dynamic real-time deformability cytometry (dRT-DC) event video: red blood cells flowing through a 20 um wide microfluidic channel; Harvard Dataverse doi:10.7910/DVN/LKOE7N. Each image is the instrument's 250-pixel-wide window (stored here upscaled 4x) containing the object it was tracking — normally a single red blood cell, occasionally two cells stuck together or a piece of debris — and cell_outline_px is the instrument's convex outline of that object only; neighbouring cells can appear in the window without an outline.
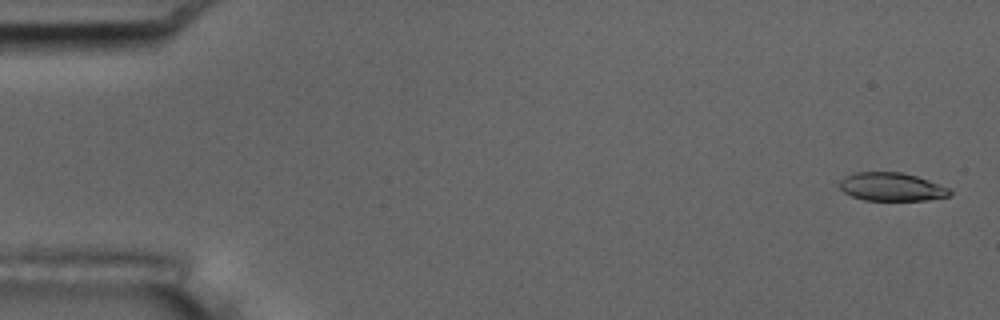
{"species": "common noctule bat (a hibernating species)", "species_latin": "Nyctalus noctula", "temperature_condition": "room temperature", "stored_images_in_passage": 54, "camera_frame_rate_fps": 3000, "um_per_image_px": 0.085, "animal": {"sex": "male", "body_mass_g": 17.5, "forearm_length_mm": 52.3}, "frame": {"image": 1, "passage_image": 2, "time_ms": 0.333, "image_size_px": [1000, 320], "cell_outline_px": [[952, 192], [948, 196], [928, 200], [864, 200], [852, 196], [844, 192], [840, 188], [840, 180], [844, 176], [856, 172], [900, 172], [916, 176], [928, 180], [948, 188]], "centroid_in_image_um": [75.76, 15.88], "position_along_channel_um": 9.2, "area_um2": 18.03}}
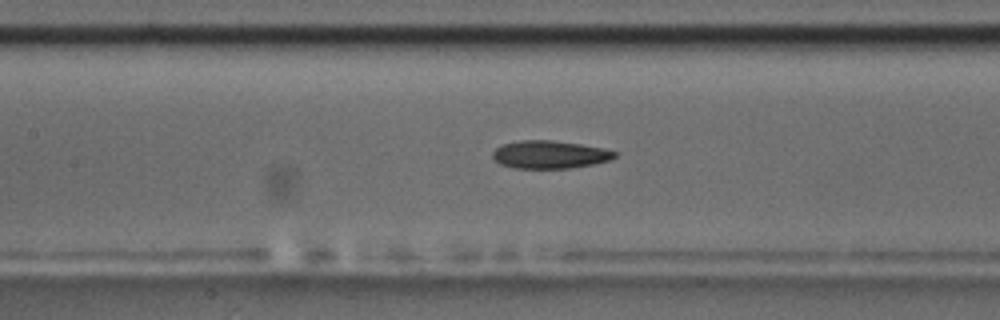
{"frame": {"image": 2, "passage_image": 25, "time_ms": 8.0, "image_size_px": [1000, 320], "cell_outline_px": [[616, 156], [612, 160], [592, 164], [568, 168], [512, 168], [500, 164], [492, 156], [492, 152], [496, 148], [504, 144], [520, 140], [552, 140], [580, 144], [604, 148], [616, 152]], "centroid_in_image_um": [46.73, 13.13], "position_along_channel_um": 160.7, "area_um2": 19.77}}
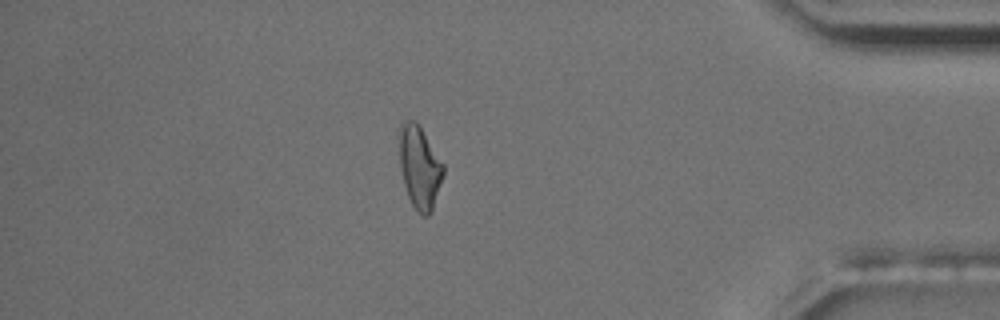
{"frame": {"image": 3, "passage_image": 47, "time_ms": 15.333, "image_size_px": [1000, 320], "cell_outline_px": [[444, 172], [432, 212], [428, 216], [424, 216], [416, 212], [408, 196], [404, 184], [400, 168], [396, 136], [400, 124], [404, 120], [416, 120], [420, 124], [444, 164]], "centroid_in_image_um": [35.63, 14.14], "position_along_channel_um": 399.6, "area_um2": 22.02}, "authors_computed_cell_mechanics": {"area_um2": 19.5942, "velocity_mm_per_s": 3.7569, "shape_relaxation_time_tau1_ms": null, "shape_relaxation_time_tau2_ms": 4.0942, "deformation_change_tau1": null, "deformation_change_tau2": 0.1282}}